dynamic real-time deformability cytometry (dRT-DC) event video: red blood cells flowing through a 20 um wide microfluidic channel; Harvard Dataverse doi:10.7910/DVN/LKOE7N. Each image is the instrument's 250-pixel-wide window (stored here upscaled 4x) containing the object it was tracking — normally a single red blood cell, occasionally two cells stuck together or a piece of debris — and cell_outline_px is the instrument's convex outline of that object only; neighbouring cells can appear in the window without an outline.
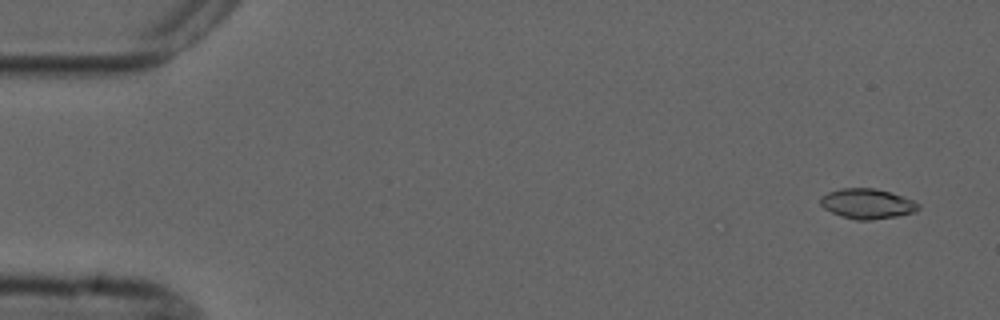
{"species": "common noctule bat (a hibernating species)", "species_latin": "Nyctalus noctula", "temperature_condition": "cold", "stored_images_in_passage": 8, "camera_frame_rate_fps": 3000, "um_per_image_px": 0.085, "animal": {"sex": "male", "forearm_length_mm": 52.5}, "frame": {"image": 1, "passage_image": 1, "time_ms": 0.0, "image_size_px": [1000, 320], "cell_outline_px": [[920, 208], [916, 212], [896, 216], [868, 220], [856, 220], [832, 212], [824, 208], [820, 204], [820, 196], [828, 192], [844, 188], [872, 188], [904, 196], [920, 204]], "centroid_in_image_um": [73.73, 17.31], "position_along_channel_um": 11.3, "area_um2": 16.99}}
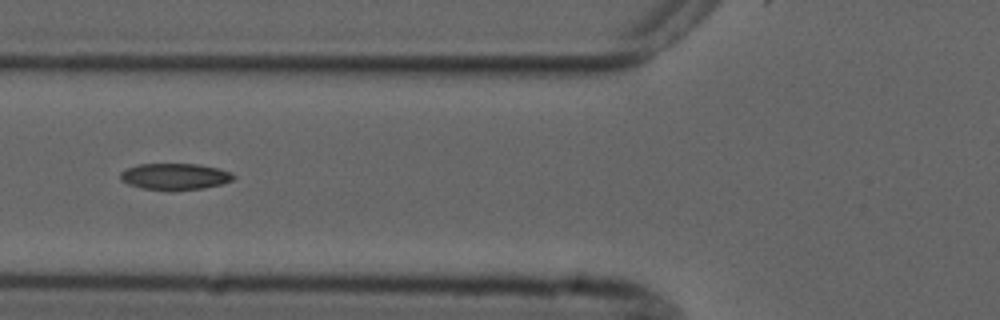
{"frame": {"image": 2, "passage_image": 5, "time_ms": 6.0, "image_size_px": [1000, 320], "cell_outline_px": [[236, 176], [232, 180], [220, 184], [204, 188], [172, 192], [168, 192], [144, 188], [128, 184], [120, 180], [120, 172], [128, 168], [140, 164], [200, 164], [232, 172]], "centroid_in_image_um": [14.86, 15.02], "position_along_channel_um": 110.9, "area_um2": 17.69}}
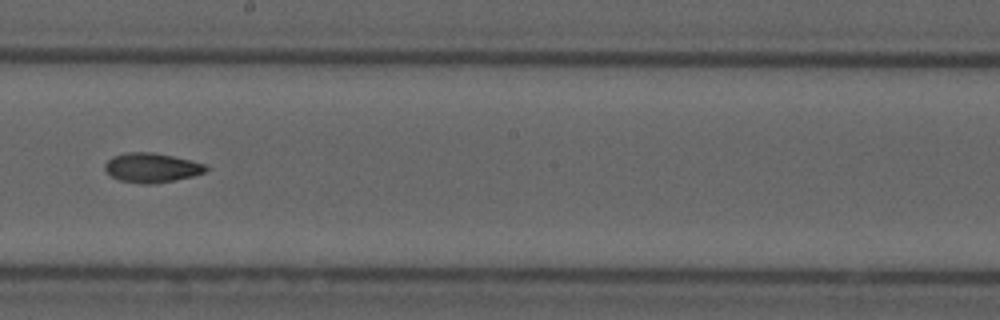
{"frame": {"image": 3, "passage_image": 8, "time_ms": 9.333, "image_size_px": [1000, 320], "cell_outline_px": [[208, 168], [204, 172], [192, 176], [156, 184], [144, 184], [120, 180], [112, 176], [104, 168], [104, 164], [112, 156], [128, 152], [152, 152], [172, 156], [204, 164]], "centroid_in_image_um": [12.86, 14.25], "position_along_channel_um": 235.3, "area_um2": 17.11}}